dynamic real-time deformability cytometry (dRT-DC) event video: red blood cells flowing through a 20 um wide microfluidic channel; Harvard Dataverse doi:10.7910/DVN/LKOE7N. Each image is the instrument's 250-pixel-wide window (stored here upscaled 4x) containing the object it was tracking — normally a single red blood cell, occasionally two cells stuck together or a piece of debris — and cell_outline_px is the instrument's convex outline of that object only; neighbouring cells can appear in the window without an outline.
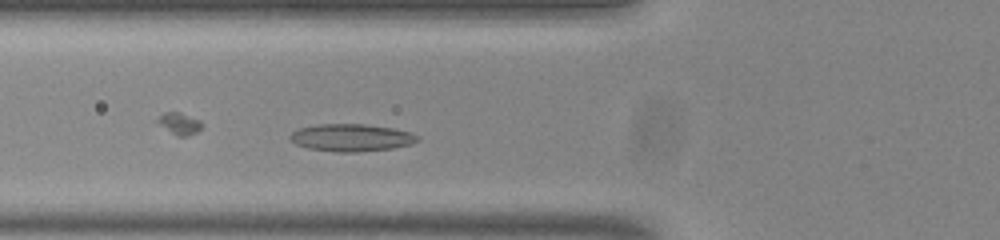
{"species": "common noctule bat (a hibernating species)", "species_latin": "Nyctalus noctula", "temperature_condition": "room temperature", "stored_images_in_passage": 45, "camera_frame_rate_fps": 3000, "um_per_image_px": 0.085, "animal": {"sex": "male", "body_mass_g": 20.0, "forearm_length_mm": 53.3}, "frame": {"image": 1, "passage_image": 12, "time_ms": 3.667, "image_size_px": [1000, 240], "cell_outline_px": [[420, 140], [412, 144], [392, 148], [356, 152], [336, 152], [308, 148], [296, 144], [288, 140], [288, 136], [292, 132], [300, 128], [320, 124], [364, 124], [392, 128], [412, 132], [420, 136]], "centroid_in_image_um": [29.88, 11.7], "position_along_channel_um": 95.9, "area_um2": 20.46}}
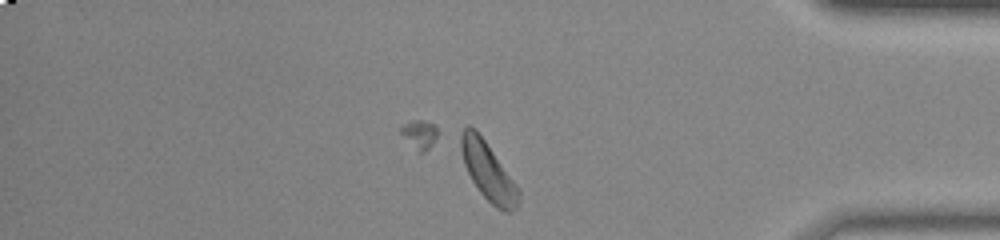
{"frame": {"image": 2, "passage_image": 38, "time_ms": 12.333, "image_size_px": [1000, 240], "cell_outline_px": [[520, 196], [516, 208], [512, 212], [504, 212], [496, 208], [480, 192], [472, 180], [464, 164], [460, 148], [460, 136], [464, 128], [468, 124], [484, 140], [512, 180], [520, 192]], "centroid_in_image_um": [41.47, 14.61], "position_along_channel_um": 393.7, "area_um2": 18.79}}
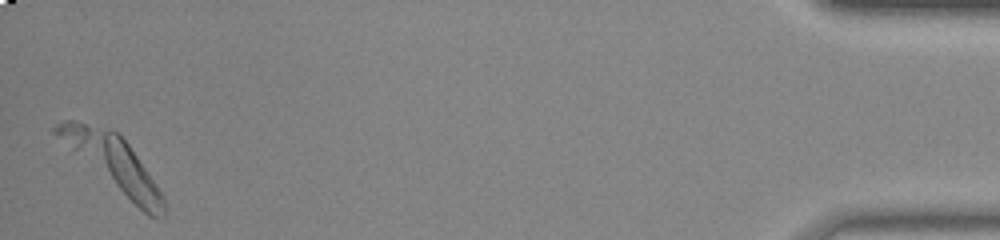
{"frame": {"image": 3, "passage_image": 45, "time_ms": 14.667, "image_size_px": [1000, 240], "cell_outline_px": [[164, 220], [156, 220], [148, 216], [52, 132], [52, 128], [56, 124], [64, 120], [72, 120], [116, 132], [128, 144], [164, 196]], "centroid_in_image_um": [9.67, 13.91], "position_along_channel_um": 425.5, "area_um2": 32.14}, "authors_computed_cell_mechanics": {"area_um2": 19.1318, "velocity_mm_per_s": 3.738, "shape_relaxation_time_tau1_ms": 2.2187, "shape_relaxation_time_tau2_ms": 7.0702, "deformation_change_tau1": 0.0618, "deformation_change_tau2": 0.1585}}